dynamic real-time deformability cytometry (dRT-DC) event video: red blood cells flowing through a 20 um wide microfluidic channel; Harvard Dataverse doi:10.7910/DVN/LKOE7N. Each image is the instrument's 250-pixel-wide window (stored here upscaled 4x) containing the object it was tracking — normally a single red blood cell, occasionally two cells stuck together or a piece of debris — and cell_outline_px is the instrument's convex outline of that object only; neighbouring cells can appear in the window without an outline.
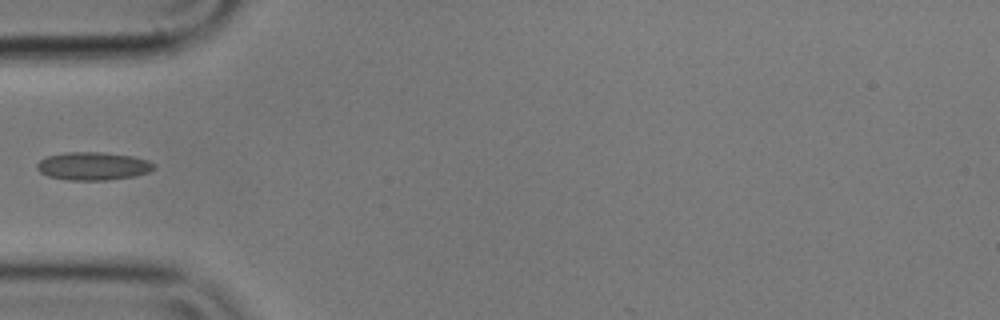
{"species": "common noctule bat (a hibernating species)", "species_latin": "Nyctalus noctula", "temperature_condition": "cold", "stored_images_in_passage": 39, "camera_frame_rate_fps": 3000, "um_per_image_px": 0.085, "animal": {"sex": "male", "body_mass_g": 17.9}, "frame": {"image": 1, "passage_image": 1, "time_ms": 0.0, "image_size_px": [1000, 320], "cell_outline_px": [[156, 168], [148, 172], [136, 176], [108, 180], [68, 180], [48, 176], [40, 172], [36, 168], [36, 164], [40, 160], [48, 156], [64, 152], [104, 152], [132, 156], [148, 160], [156, 164]], "centroid_in_image_um": [7.93, 14.12], "position_along_channel_um": 77.1, "area_um2": 19.31}}
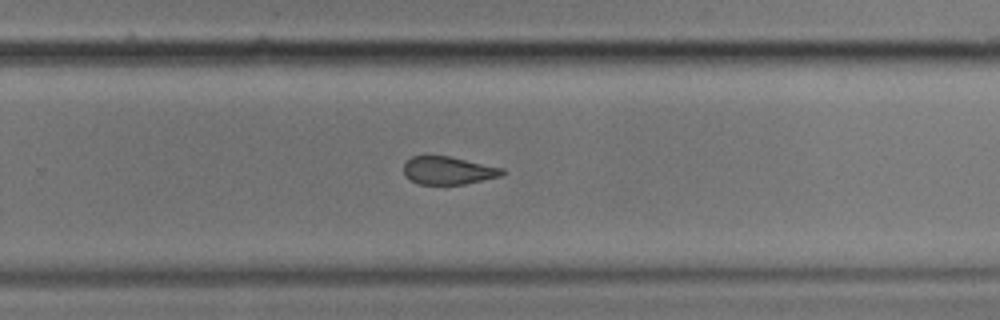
{"frame": {"image": 2, "passage_image": 19, "time_ms": 6.0, "image_size_px": [1000, 320], "cell_outline_px": [[504, 176], [464, 184], [420, 184], [404, 176], [404, 164], [412, 156], [448, 156], [504, 168]], "centroid_in_image_um": [38.13, 14.5], "position_along_channel_um": 291.7, "area_um2": 15.95}}
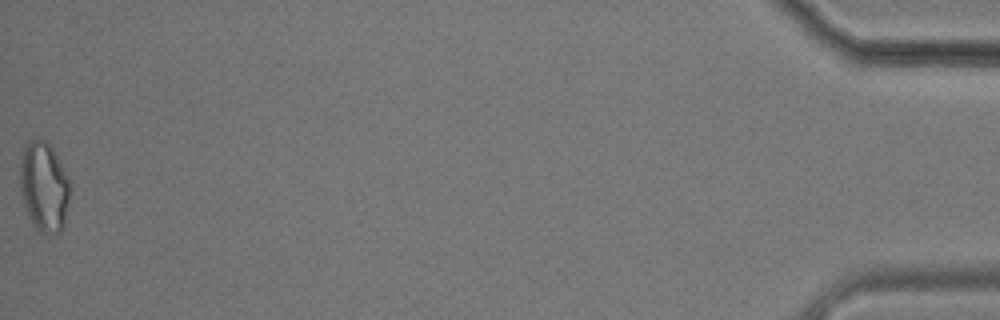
{"frame": {"image": 3, "passage_image": 39, "time_ms": 12.667, "image_size_px": [1000, 320], "cell_outline_px": [[72, 188], [64, 228], [60, 232], [48, 236], [36, 228], [24, 204], [20, 192], [20, 160], [24, 148], [28, 140], [36, 136], [44, 140], [52, 148]], "centroid_in_image_um": [3.75, 15.88], "position_along_channel_um": 431.4, "area_um2": 26.36}}